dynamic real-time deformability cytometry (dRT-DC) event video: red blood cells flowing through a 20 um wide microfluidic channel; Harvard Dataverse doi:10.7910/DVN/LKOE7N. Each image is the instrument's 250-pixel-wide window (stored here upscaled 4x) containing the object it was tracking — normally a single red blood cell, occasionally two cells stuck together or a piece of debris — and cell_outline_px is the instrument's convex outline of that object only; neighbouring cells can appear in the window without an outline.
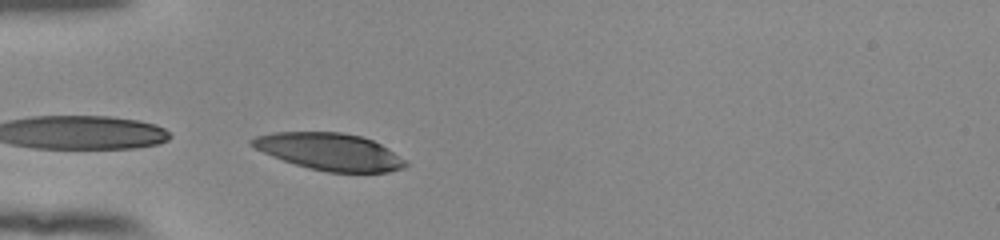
{"species": "human", "species_latin": "Homo sapiens", "temperature_condition": "room temperature", "stored_images_in_passage": 29, "camera_frame_rate_fps": 3000, "um_per_image_px": 0.085, "donor": {"sex": "female"}, "frame": {"image": 1, "passage_image": 1, "time_ms": 0.0, "image_size_px": [1000, 240], "cell_outline_px": [[408, 164], [404, 168], [388, 172], [328, 172], [308, 168], [272, 156], [248, 144], [248, 140], [256, 136], [272, 132], [344, 132], [360, 136], [372, 140], [388, 148], [404, 160]], "centroid_in_image_um": [28.0, 12.88], "position_along_channel_um": 57.0, "area_um2": 33.0}}
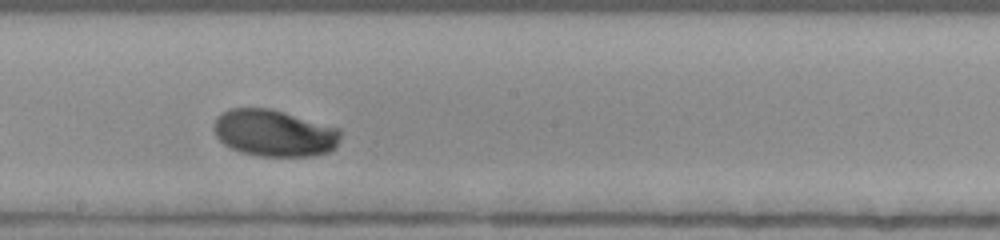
{"frame": {"image": 2, "passage_image": 15, "time_ms": 4.667, "image_size_px": [1000, 240], "cell_outline_px": [[340, 136], [336, 148], [328, 152], [312, 156], [260, 156], [244, 152], [232, 148], [224, 144], [216, 136], [216, 116], [220, 112], [228, 108], [268, 108], [284, 112], [340, 128]], "centroid_in_image_um": [23.33, 11.3], "position_along_channel_um": 224.9, "area_um2": 34.39}}
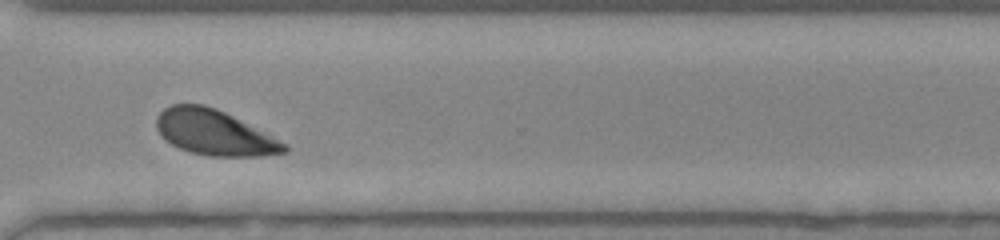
{"frame": {"image": 3, "passage_image": 25, "time_ms": 8.0, "image_size_px": [1000, 240], "cell_outline_px": [[288, 152], [260, 156], [208, 156], [192, 152], [180, 148], [172, 144], [160, 136], [156, 128], [156, 116], [164, 108], [172, 104], [204, 104], [216, 108], [288, 144]], "centroid_in_image_um": [18.19, 11.27], "position_along_channel_um": 352.4, "area_um2": 33.58}, "authors_computed_cell_mechanics": {"area_um2": 34.1598, "velocity_mm_per_s": 3.8149, "shape_relaxation_time_tau1_ms": 3.3676, "shape_relaxation_time_tau2_ms": null, "deformation_change_tau1": 0.1507, "deformation_change_tau2": null}}